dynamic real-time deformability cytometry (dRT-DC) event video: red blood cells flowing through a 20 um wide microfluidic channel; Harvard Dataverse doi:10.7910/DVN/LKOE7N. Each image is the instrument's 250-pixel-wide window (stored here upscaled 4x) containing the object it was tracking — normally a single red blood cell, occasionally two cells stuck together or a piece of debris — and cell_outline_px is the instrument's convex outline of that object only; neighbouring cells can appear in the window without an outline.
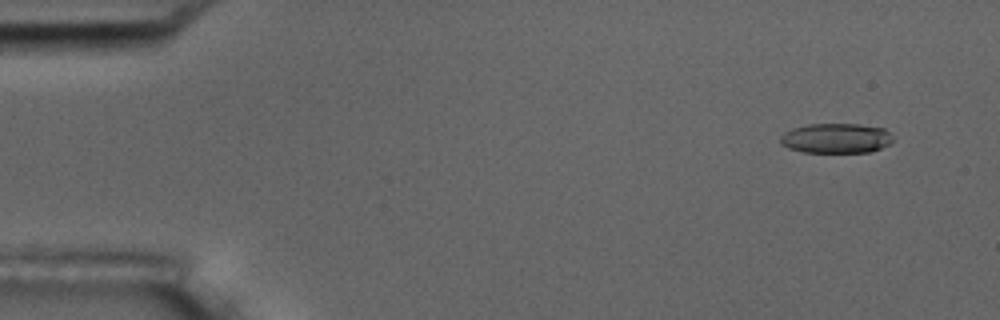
{"species": "common noctule bat (a hibernating species)", "species_latin": "Nyctalus noctula", "temperature_condition": "room temperature", "stored_images_in_passage": 8, "camera_frame_rate_fps": 3000, "um_per_image_px": 0.085, "animal": {"sex": "male", "body_mass_g": 17.5, "forearm_length_mm": 52.3}, "frame": {"image": 1, "passage_image": 2, "time_ms": 1.0, "image_size_px": [1000, 320], "cell_outline_px": [[892, 140], [888, 144], [872, 152], [804, 152], [788, 148], [780, 144], [780, 136], [784, 132], [792, 128], [808, 124], [860, 124], [884, 128], [892, 136]], "centroid_in_image_um": [71.03, 11.75], "position_along_channel_um": 14.0, "area_um2": 19.65}}
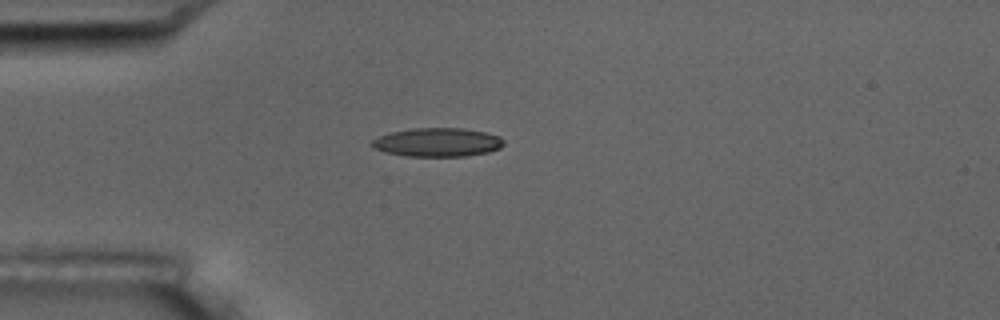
{"frame": {"image": 2, "passage_image": 5, "time_ms": 4.667, "image_size_px": [1000, 320], "cell_outline_px": [[504, 144], [500, 148], [488, 152], [464, 156], [404, 156], [384, 152], [372, 148], [368, 144], [372, 140], [380, 136], [392, 132], [412, 128], [464, 128], [484, 132], [500, 136], [504, 140]], "centroid_in_image_um": [37.16, 12.1], "position_along_channel_um": 47.8, "area_um2": 22.2}}